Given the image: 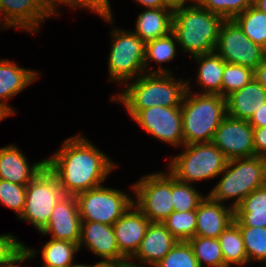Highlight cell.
<instances>
[{
    "instance_id": "cell-45",
    "label": "cell",
    "mask_w": 266,
    "mask_h": 267,
    "mask_svg": "<svg viewBox=\"0 0 266 267\" xmlns=\"http://www.w3.org/2000/svg\"><path fill=\"white\" fill-rule=\"evenodd\" d=\"M38 252L33 250V248L30 249V247H27L24 245V252L23 254L10 266H5V267H22L21 263L25 262L26 260H31L34 258Z\"/></svg>"
},
{
    "instance_id": "cell-49",
    "label": "cell",
    "mask_w": 266,
    "mask_h": 267,
    "mask_svg": "<svg viewBox=\"0 0 266 267\" xmlns=\"http://www.w3.org/2000/svg\"><path fill=\"white\" fill-rule=\"evenodd\" d=\"M125 267H145V265L133 263L132 261L128 260L126 262V266ZM146 267H149V266H146ZM152 267H155V266H152Z\"/></svg>"
},
{
    "instance_id": "cell-35",
    "label": "cell",
    "mask_w": 266,
    "mask_h": 267,
    "mask_svg": "<svg viewBox=\"0 0 266 267\" xmlns=\"http://www.w3.org/2000/svg\"><path fill=\"white\" fill-rule=\"evenodd\" d=\"M196 2L202 8L220 15L224 20H233L254 5V0H196Z\"/></svg>"
},
{
    "instance_id": "cell-21",
    "label": "cell",
    "mask_w": 266,
    "mask_h": 267,
    "mask_svg": "<svg viewBox=\"0 0 266 267\" xmlns=\"http://www.w3.org/2000/svg\"><path fill=\"white\" fill-rule=\"evenodd\" d=\"M212 200L208 195L196 209L195 236L218 238L234 222V208Z\"/></svg>"
},
{
    "instance_id": "cell-17",
    "label": "cell",
    "mask_w": 266,
    "mask_h": 267,
    "mask_svg": "<svg viewBox=\"0 0 266 267\" xmlns=\"http://www.w3.org/2000/svg\"><path fill=\"white\" fill-rule=\"evenodd\" d=\"M150 220L133 204L113 224L119 251L130 259L138 250Z\"/></svg>"
},
{
    "instance_id": "cell-32",
    "label": "cell",
    "mask_w": 266,
    "mask_h": 267,
    "mask_svg": "<svg viewBox=\"0 0 266 267\" xmlns=\"http://www.w3.org/2000/svg\"><path fill=\"white\" fill-rule=\"evenodd\" d=\"M178 241H189L196 234V210L173 211L161 222Z\"/></svg>"
},
{
    "instance_id": "cell-31",
    "label": "cell",
    "mask_w": 266,
    "mask_h": 267,
    "mask_svg": "<svg viewBox=\"0 0 266 267\" xmlns=\"http://www.w3.org/2000/svg\"><path fill=\"white\" fill-rule=\"evenodd\" d=\"M171 197L174 211L186 212L196 210L206 196L194 185L181 182L171 174Z\"/></svg>"
},
{
    "instance_id": "cell-12",
    "label": "cell",
    "mask_w": 266,
    "mask_h": 267,
    "mask_svg": "<svg viewBox=\"0 0 266 267\" xmlns=\"http://www.w3.org/2000/svg\"><path fill=\"white\" fill-rule=\"evenodd\" d=\"M132 119L150 136L174 147L184 145L181 107L158 105L140 110Z\"/></svg>"
},
{
    "instance_id": "cell-16",
    "label": "cell",
    "mask_w": 266,
    "mask_h": 267,
    "mask_svg": "<svg viewBox=\"0 0 266 267\" xmlns=\"http://www.w3.org/2000/svg\"><path fill=\"white\" fill-rule=\"evenodd\" d=\"M82 246L101 258L100 261L127 259L117 245L113 225L95 221H81L79 250Z\"/></svg>"
},
{
    "instance_id": "cell-8",
    "label": "cell",
    "mask_w": 266,
    "mask_h": 267,
    "mask_svg": "<svg viewBox=\"0 0 266 267\" xmlns=\"http://www.w3.org/2000/svg\"><path fill=\"white\" fill-rule=\"evenodd\" d=\"M65 196L56 176L45 166L26 186L25 205L20 220L30 222L40 232L49 222L54 206Z\"/></svg>"
},
{
    "instance_id": "cell-44",
    "label": "cell",
    "mask_w": 266,
    "mask_h": 267,
    "mask_svg": "<svg viewBox=\"0 0 266 267\" xmlns=\"http://www.w3.org/2000/svg\"><path fill=\"white\" fill-rule=\"evenodd\" d=\"M254 78L266 90V56L254 70Z\"/></svg>"
},
{
    "instance_id": "cell-30",
    "label": "cell",
    "mask_w": 266,
    "mask_h": 267,
    "mask_svg": "<svg viewBox=\"0 0 266 267\" xmlns=\"http://www.w3.org/2000/svg\"><path fill=\"white\" fill-rule=\"evenodd\" d=\"M199 267H228L224 263L218 238L195 236L189 240ZM204 264V265H203Z\"/></svg>"
},
{
    "instance_id": "cell-4",
    "label": "cell",
    "mask_w": 266,
    "mask_h": 267,
    "mask_svg": "<svg viewBox=\"0 0 266 267\" xmlns=\"http://www.w3.org/2000/svg\"><path fill=\"white\" fill-rule=\"evenodd\" d=\"M190 87L187 79V92L181 105L184 145L210 143L227 116L226 98L219 94H193Z\"/></svg>"
},
{
    "instance_id": "cell-50",
    "label": "cell",
    "mask_w": 266,
    "mask_h": 267,
    "mask_svg": "<svg viewBox=\"0 0 266 267\" xmlns=\"http://www.w3.org/2000/svg\"><path fill=\"white\" fill-rule=\"evenodd\" d=\"M70 267H93V265H88V264L86 265V264H81V263L80 264H78V263L76 264L75 263V264L71 265Z\"/></svg>"
},
{
    "instance_id": "cell-41",
    "label": "cell",
    "mask_w": 266,
    "mask_h": 267,
    "mask_svg": "<svg viewBox=\"0 0 266 267\" xmlns=\"http://www.w3.org/2000/svg\"><path fill=\"white\" fill-rule=\"evenodd\" d=\"M255 156L266 159V127L253 128Z\"/></svg>"
},
{
    "instance_id": "cell-14",
    "label": "cell",
    "mask_w": 266,
    "mask_h": 267,
    "mask_svg": "<svg viewBox=\"0 0 266 267\" xmlns=\"http://www.w3.org/2000/svg\"><path fill=\"white\" fill-rule=\"evenodd\" d=\"M52 16L39 0H0V27L5 30L14 27L35 34Z\"/></svg>"
},
{
    "instance_id": "cell-18",
    "label": "cell",
    "mask_w": 266,
    "mask_h": 267,
    "mask_svg": "<svg viewBox=\"0 0 266 267\" xmlns=\"http://www.w3.org/2000/svg\"><path fill=\"white\" fill-rule=\"evenodd\" d=\"M36 70L26 69L7 59H0V111L8 116L15 114L7 101L22 92L39 77Z\"/></svg>"
},
{
    "instance_id": "cell-5",
    "label": "cell",
    "mask_w": 266,
    "mask_h": 267,
    "mask_svg": "<svg viewBox=\"0 0 266 267\" xmlns=\"http://www.w3.org/2000/svg\"><path fill=\"white\" fill-rule=\"evenodd\" d=\"M223 175L208 196L224 204L230 199L235 207L252 191L266 185V159L259 156L228 160Z\"/></svg>"
},
{
    "instance_id": "cell-7",
    "label": "cell",
    "mask_w": 266,
    "mask_h": 267,
    "mask_svg": "<svg viewBox=\"0 0 266 267\" xmlns=\"http://www.w3.org/2000/svg\"><path fill=\"white\" fill-rule=\"evenodd\" d=\"M111 37L107 63L109 81L122 86L145 73V42L132 30L119 28H113Z\"/></svg>"
},
{
    "instance_id": "cell-42",
    "label": "cell",
    "mask_w": 266,
    "mask_h": 267,
    "mask_svg": "<svg viewBox=\"0 0 266 267\" xmlns=\"http://www.w3.org/2000/svg\"><path fill=\"white\" fill-rule=\"evenodd\" d=\"M249 124L253 128L266 127V103H264L262 107L254 113L249 120Z\"/></svg>"
},
{
    "instance_id": "cell-3",
    "label": "cell",
    "mask_w": 266,
    "mask_h": 267,
    "mask_svg": "<svg viewBox=\"0 0 266 267\" xmlns=\"http://www.w3.org/2000/svg\"><path fill=\"white\" fill-rule=\"evenodd\" d=\"M223 21L220 15L202 8L197 2L180 4L173 10L172 32L183 52H189L192 58L215 52Z\"/></svg>"
},
{
    "instance_id": "cell-43",
    "label": "cell",
    "mask_w": 266,
    "mask_h": 267,
    "mask_svg": "<svg viewBox=\"0 0 266 267\" xmlns=\"http://www.w3.org/2000/svg\"><path fill=\"white\" fill-rule=\"evenodd\" d=\"M147 9H174L175 6L171 5L167 0H135Z\"/></svg>"
},
{
    "instance_id": "cell-11",
    "label": "cell",
    "mask_w": 266,
    "mask_h": 267,
    "mask_svg": "<svg viewBox=\"0 0 266 267\" xmlns=\"http://www.w3.org/2000/svg\"><path fill=\"white\" fill-rule=\"evenodd\" d=\"M215 52L227 63L255 70L266 56V49L252 42L234 20H224Z\"/></svg>"
},
{
    "instance_id": "cell-20",
    "label": "cell",
    "mask_w": 266,
    "mask_h": 267,
    "mask_svg": "<svg viewBox=\"0 0 266 267\" xmlns=\"http://www.w3.org/2000/svg\"><path fill=\"white\" fill-rule=\"evenodd\" d=\"M177 239L161 222H151L136 253L129 259L145 266H155L177 243Z\"/></svg>"
},
{
    "instance_id": "cell-39",
    "label": "cell",
    "mask_w": 266,
    "mask_h": 267,
    "mask_svg": "<svg viewBox=\"0 0 266 267\" xmlns=\"http://www.w3.org/2000/svg\"><path fill=\"white\" fill-rule=\"evenodd\" d=\"M91 12L97 13L103 20L109 24L113 23L111 4L109 0H83Z\"/></svg>"
},
{
    "instance_id": "cell-36",
    "label": "cell",
    "mask_w": 266,
    "mask_h": 267,
    "mask_svg": "<svg viewBox=\"0 0 266 267\" xmlns=\"http://www.w3.org/2000/svg\"><path fill=\"white\" fill-rule=\"evenodd\" d=\"M155 267H199L189 241H177Z\"/></svg>"
},
{
    "instance_id": "cell-47",
    "label": "cell",
    "mask_w": 266,
    "mask_h": 267,
    "mask_svg": "<svg viewBox=\"0 0 266 267\" xmlns=\"http://www.w3.org/2000/svg\"><path fill=\"white\" fill-rule=\"evenodd\" d=\"M253 6L266 15V0H254Z\"/></svg>"
},
{
    "instance_id": "cell-37",
    "label": "cell",
    "mask_w": 266,
    "mask_h": 267,
    "mask_svg": "<svg viewBox=\"0 0 266 267\" xmlns=\"http://www.w3.org/2000/svg\"><path fill=\"white\" fill-rule=\"evenodd\" d=\"M26 186L0 179V204L13 210L18 217L24 209Z\"/></svg>"
},
{
    "instance_id": "cell-22",
    "label": "cell",
    "mask_w": 266,
    "mask_h": 267,
    "mask_svg": "<svg viewBox=\"0 0 266 267\" xmlns=\"http://www.w3.org/2000/svg\"><path fill=\"white\" fill-rule=\"evenodd\" d=\"M227 115L249 121L266 103V90L253 78L243 88L226 97Z\"/></svg>"
},
{
    "instance_id": "cell-34",
    "label": "cell",
    "mask_w": 266,
    "mask_h": 267,
    "mask_svg": "<svg viewBox=\"0 0 266 267\" xmlns=\"http://www.w3.org/2000/svg\"><path fill=\"white\" fill-rule=\"evenodd\" d=\"M253 78L254 70L226 62L222 75L221 96L226 98L232 92L243 88Z\"/></svg>"
},
{
    "instance_id": "cell-33",
    "label": "cell",
    "mask_w": 266,
    "mask_h": 267,
    "mask_svg": "<svg viewBox=\"0 0 266 267\" xmlns=\"http://www.w3.org/2000/svg\"><path fill=\"white\" fill-rule=\"evenodd\" d=\"M248 262L266 264V228L239 226Z\"/></svg>"
},
{
    "instance_id": "cell-46",
    "label": "cell",
    "mask_w": 266,
    "mask_h": 267,
    "mask_svg": "<svg viewBox=\"0 0 266 267\" xmlns=\"http://www.w3.org/2000/svg\"><path fill=\"white\" fill-rule=\"evenodd\" d=\"M129 259H122L119 261H98L93 264V267H125Z\"/></svg>"
},
{
    "instance_id": "cell-51",
    "label": "cell",
    "mask_w": 266,
    "mask_h": 267,
    "mask_svg": "<svg viewBox=\"0 0 266 267\" xmlns=\"http://www.w3.org/2000/svg\"><path fill=\"white\" fill-rule=\"evenodd\" d=\"M6 117H7V116L4 115V114L0 111V121L3 120V119H5Z\"/></svg>"
},
{
    "instance_id": "cell-28",
    "label": "cell",
    "mask_w": 266,
    "mask_h": 267,
    "mask_svg": "<svg viewBox=\"0 0 266 267\" xmlns=\"http://www.w3.org/2000/svg\"><path fill=\"white\" fill-rule=\"evenodd\" d=\"M42 267H70L74 263L75 253L79 251L78 243L68 240L49 239L41 249Z\"/></svg>"
},
{
    "instance_id": "cell-25",
    "label": "cell",
    "mask_w": 266,
    "mask_h": 267,
    "mask_svg": "<svg viewBox=\"0 0 266 267\" xmlns=\"http://www.w3.org/2000/svg\"><path fill=\"white\" fill-rule=\"evenodd\" d=\"M197 61L196 80L202 89L201 94L221 95L222 75L226 62L216 53L202 54L192 57Z\"/></svg>"
},
{
    "instance_id": "cell-19",
    "label": "cell",
    "mask_w": 266,
    "mask_h": 267,
    "mask_svg": "<svg viewBox=\"0 0 266 267\" xmlns=\"http://www.w3.org/2000/svg\"><path fill=\"white\" fill-rule=\"evenodd\" d=\"M46 166V159L29 164L28 159L15 145L0 148V179L27 185Z\"/></svg>"
},
{
    "instance_id": "cell-29",
    "label": "cell",
    "mask_w": 266,
    "mask_h": 267,
    "mask_svg": "<svg viewBox=\"0 0 266 267\" xmlns=\"http://www.w3.org/2000/svg\"><path fill=\"white\" fill-rule=\"evenodd\" d=\"M233 20L252 42L266 49V15L263 12L251 6Z\"/></svg>"
},
{
    "instance_id": "cell-9",
    "label": "cell",
    "mask_w": 266,
    "mask_h": 267,
    "mask_svg": "<svg viewBox=\"0 0 266 267\" xmlns=\"http://www.w3.org/2000/svg\"><path fill=\"white\" fill-rule=\"evenodd\" d=\"M129 195L104 185L77 194L81 221L113 225L133 205Z\"/></svg>"
},
{
    "instance_id": "cell-26",
    "label": "cell",
    "mask_w": 266,
    "mask_h": 267,
    "mask_svg": "<svg viewBox=\"0 0 266 267\" xmlns=\"http://www.w3.org/2000/svg\"><path fill=\"white\" fill-rule=\"evenodd\" d=\"M177 38L173 32L145 43V73H172L170 69L163 68L161 65L156 70H150V60L156 64L167 63L175 58L177 51ZM149 69V70H148Z\"/></svg>"
},
{
    "instance_id": "cell-1",
    "label": "cell",
    "mask_w": 266,
    "mask_h": 267,
    "mask_svg": "<svg viewBox=\"0 0 266 267\" xmlns=\"http://www.w3.org/2000/svg\"><path fill=\"white\" fill-rule=\"evenodd\" d=\"M65 195L99 187L117 167L110 157L81 134L67 138L60 149L46 159Z\"/></svg>"
},
{
    "instance_id": "cell-13",
    "label": "cell",
    "mask_w": 266,
    "mask_h": 267,
    "mask_svg": "<svg viewBox=\"0 0 266 267\" xmlns=\"http://www.w3.org/2000/svg\"><path fill=\"white\" fill-rule=\"evenodd\" d=\"M212 143L228 160L255 156L253 127L247 120L227 115L216 129Z\"/></svg>"
},
{
    "instance_id": "cell-15",
    "label": "cell",
    "mask_w": 266,
    "mask_h": 267,
    "mask_svg": "<svg viewBox=\"0 0 266 267\" xmlns=\"http://www.w3.org/2000/svg\"><path fill=\"white\" fill-rule=\"evenodd\" d=\"M81 217L76 196L65 195L54 206L47 225L39 232L51 235L54 240H68L79 243Z\"/></svg>"
},
{
    "instance_id": "cell-6",
    "label": "cell",
    "mask_w": 266,
    "mask_h": 267,
    "mask_svg": "<svg viewBox=\"0 0 266 267\" xmlns=\"http://www.w3.org/2000/svg\"><path fill=\"white\" fill-rule=\"evenodd\" d=\"M183 152L171 158L169 172L179 181L194 184L210 180L224 171L228 159L219 148L210 143L183 145Z\"/></svg>"
},
{
    "instance_id": "cell-40",
    "label": "cell",
    "mask_w": 266,
    "mask_h": 267,
    "mask_svg": "<svg viewBox=\"0 0 266 267\" xmlns=\"http://www.w3.org/2000/svg\"><path fill=\"white\" fill-rule=\"evenodd\" d=\"M41 2V4L54 16V17H58L59 14H61L58 11V8L60 6V4L63 5H67V7L70 8H79V9H84L85 10H90L85 3L83 2V0H39ZM59 5V6H58Z\"/></svg>"
},
{
    "instance_id": "cell-2",
    "label": "cell",
    "mask_w": 266,
    "mask_h": 267,
    "mask_svg": "<svg viewBox=\"0 0 266 267\" xmlns=\"http://www.w3.org/2000/svg\"><path fill=\"white\" fill-rule=\"evenodd\" d=\"M132 81L110 100L123 104L131 118L142 109L158 105L181 107L187 92V80H177L172 73H143Z\"/></svg>"
},
{
    "instance_id": "cell-27",
    "label": "cell",
    "mask_w": 266,
    "mask_h": 267,
    "mask_svg": "<svg viewBox=\"0 0 266 267\" xmlns=\"http://www.w3.org/2000/svg\"><path fill=\"white\" fill-rule=\"evenodd\" d=\"M224 263L228 267L248 265L247 253L239 226L231 223L218 237Z\"/></svg>"
},
{
    "instance_id": "cell-48",
    "label": "cell",
    "mask_w": 266,
    "mask_h": 267,
    "mask_svg": "<svg viewBox=\"0 0 266 267\" xmlns=\"http://www.w3.org/2000/svg\"><path fill=\"white\" fill-rule=\"evenodd\" d=\"M171 5L176 6V5H180V4H185V3H194L196 2V0H167Z\"/></svg>"
},
{
    "instance_id": "cell-23",
    "label": "cell",
    "mask_w": 266,
    "mask_h": 267,
    "mask_svg": "<svg viewBox=\"0 0 266 267\" xmlns=\"http://www.w3.org/2000/svg\"><path fill=\"white\" fill-rule=\"evenodd\" d=\"M174 9H146L139 13L136 20L137 34L145 43L168 35L172 32Z\"/></svg>"
},
{
    "instance_id": "cell-38",
    "label": "cell",
    "mask_w": 266,
    "mask_h": 267,
    "mask_svg": "<svg viewBox=\"0 0 266 267\" xmlns=\"http://www.w3.org/2000/svg\"><path fill=\"white\" fill-rule=\"evenodd\" d=\"M24 245L13 234H0V267L12 265L23 254Z\"/></svg>"
},
{
    "instance_id": "cell-24",
    "label": "cell",
    "mask_w": 266,
    "mask_h": 267,
    "mask_svg": "<svg viewBox=\"0 0 266 267\" xmlns=\"http://www.w3.org/2000/svg\"><path fill=\"white\" fill-rule=\"evenodd\" d=\"M238 226L266 228V185L247 195L234 209Z\"/></svg>"
},
{
    "instance_id": "cell-10",
    "label": "cell",
    "mask_w": 266,
    "mask_h": 267,
    "mask_svg": "<svg viewBox=\"0 0 266 267\" xmlns=\"http://www.w3.org/2000/svg\"><path fill=\"white\" fill-rule=\"evenodd\" d=\"M131 187L136 196L133 204L150 222H162L174 211L171 197V173L168 170L166 173L147 174Z\"/></svg>"
}]
</instances>
